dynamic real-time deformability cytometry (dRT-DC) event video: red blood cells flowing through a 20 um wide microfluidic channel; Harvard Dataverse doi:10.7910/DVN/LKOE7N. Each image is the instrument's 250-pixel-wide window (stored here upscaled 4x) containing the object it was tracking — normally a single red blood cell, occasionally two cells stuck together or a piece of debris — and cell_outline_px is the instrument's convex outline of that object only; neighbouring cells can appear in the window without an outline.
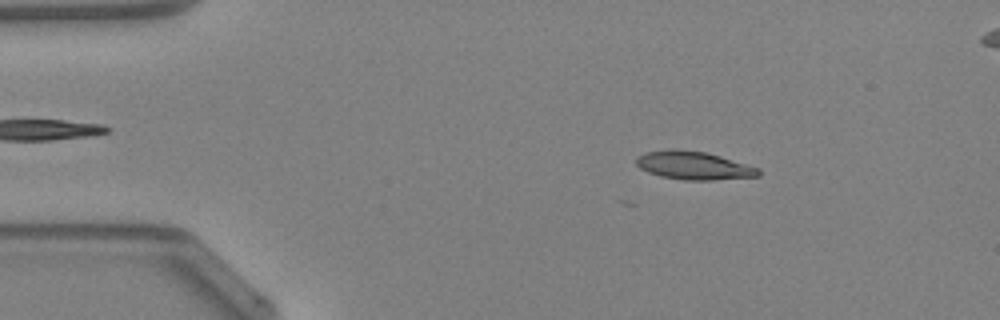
{"species": "Egyptian fruit bat (a non-hibernating species)", "species_latin": "Rousettus aegyptiacus", "temperature_condition": "warm", "stored_images_in_passage": 16, "camera_frame_rate_fps": 3000, "um_per_image_px": 0.085, "animal": {"sex": "female"}, "frame": {"image": 1, "passage_image": 7, "time_ms": 2.0, "image_size_px": [1000, 320], "cell_outline_px": [[760, 176], [712, 180], [684, 180], [660, 176], [648, 172], [640, 168], [636, 164], [636, 156], [644, 152], [676, 148], [704, 152], [720, 156], [760, 168]], "centroid_in_image_um": [58.94, 14.06], "position_along_channel_um": 26.1, "area_um2": 20.17}}
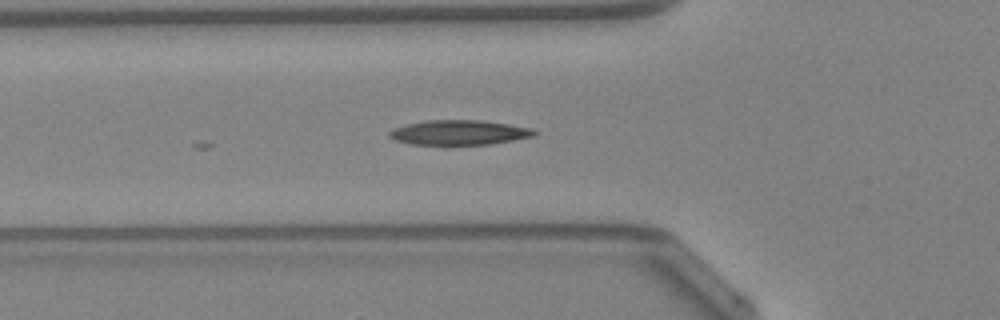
{"frame": {"image": 2, "passage_image": 16, "time_ms": 5.0, "image_size_px": [1000, 320], "cell_outline_px": [[536, 132], [532, 136], [492, 144], [412, 144], [396, 140], [388, 136], [388, 132], [392, 128], [404, 124], [428, 120], [480, 120], [508, 124], [532, 128]], "centroid_in_image_um": [38.97, 11.25], "position_along_channel_um": 86.8, "area_um2": 20.75}}